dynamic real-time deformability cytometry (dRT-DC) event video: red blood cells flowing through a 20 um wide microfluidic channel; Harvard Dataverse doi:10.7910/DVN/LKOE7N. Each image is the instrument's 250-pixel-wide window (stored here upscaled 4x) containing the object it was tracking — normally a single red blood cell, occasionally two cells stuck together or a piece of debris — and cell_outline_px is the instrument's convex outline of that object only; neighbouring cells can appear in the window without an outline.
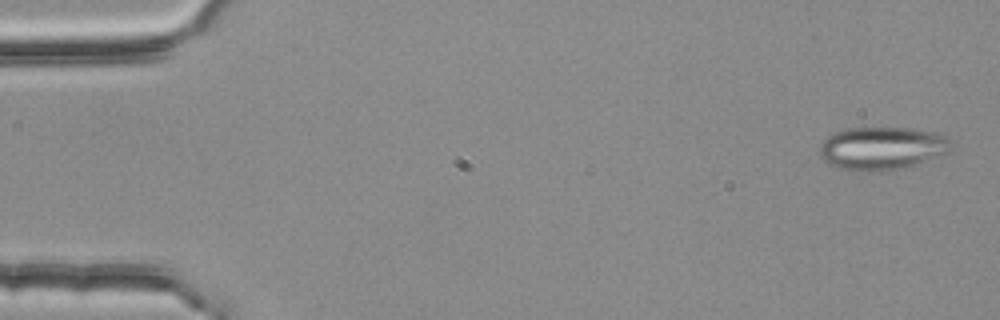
{"species": "common noctule bat (a hibernating species)", "species_latin": "Nyctalus noctula", "temperature_condition": "room temperature", "stored_images_in_passage": 4, "camera_frame_rate_fps": 3000, "um_per_image_px": 0.085, "animal": {"sex": "female", "body_mass_g": 25.1}, "frame": {"image": 1, "passage_image": 1, "time_ms": 0.0, "image_size_px": [1000, 320], "cell_outline_px": [[952, 148], [948, 152], [904, 168], [872, 172], [864, 172], [840, 168], [828, 164], [820, 156], [820, 144], [828, 136], [836, 132], [848, 128], [916, 128], [936, 132], [944, 136], [952, 144]], "centroid_in_image_um": [74.96, 12.6], "position_along_channel_um": 10.0, "area_um2": 32.95}}